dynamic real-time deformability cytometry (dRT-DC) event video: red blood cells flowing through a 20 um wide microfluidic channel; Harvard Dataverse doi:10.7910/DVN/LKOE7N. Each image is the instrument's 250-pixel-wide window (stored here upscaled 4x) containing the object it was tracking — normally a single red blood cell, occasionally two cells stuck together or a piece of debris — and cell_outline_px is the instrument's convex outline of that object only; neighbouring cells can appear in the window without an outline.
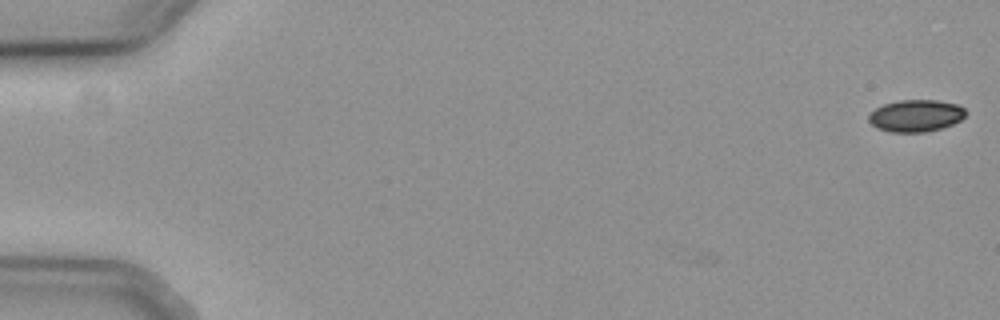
{"species": "common noctule bat (a hibernating species)", "species_latin": "Nyctalus noctula", "temperature_condition": "cold", "stored_images_in_passage": 6, "camera_frame_rate_fps": 3000, "um_per_image_px": 0.085, "animal": {"sex": "female", "body_mass_g": 19.3, "forearm_length_mm": 54.1}, "frame": {"image": 1, "passage_image": 6, "time_ms": 1.667, "image_size_px": [1000, 320], "cell_outline_px": [[964, 116], [960, 120], [952, 124], [940, 128], [924, 132], [888, 132], [876, 128], [868, 120], [868, 116], [876, 108], [884, 104], [900, 100], [936, 100], [956, 104], [964, 108]], "centroid_in_image_um": [77.81, 9.84], "position_along_channel_um": 7.2, "area_um2": 17.92}}